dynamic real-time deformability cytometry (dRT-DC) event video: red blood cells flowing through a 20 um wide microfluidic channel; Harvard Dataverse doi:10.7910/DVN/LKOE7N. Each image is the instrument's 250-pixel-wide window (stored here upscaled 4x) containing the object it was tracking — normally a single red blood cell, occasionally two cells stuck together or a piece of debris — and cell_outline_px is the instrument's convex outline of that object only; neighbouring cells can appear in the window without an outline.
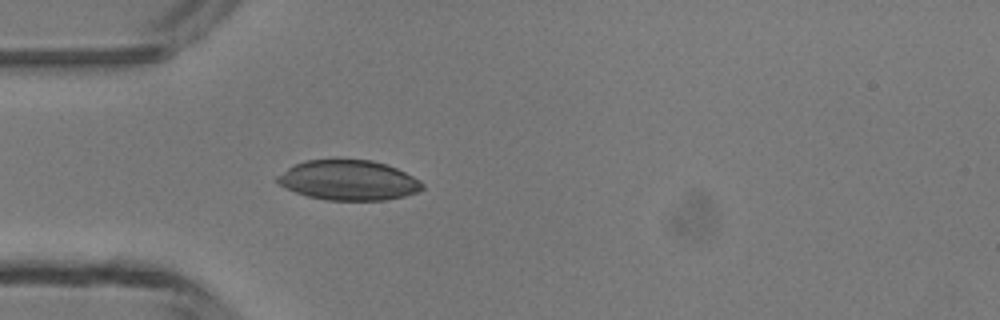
{"species": "common noctule bat (a hibernating species)", "species_latin": "Nyctalus noctula", "temperature_condition": "room temperature", "stored_images_in_passage": 3, "camera_frame_rate_fps": 3000, "um_per_image_px": 0.085, "animal": {"sex": "male", "body_mass_g": 13.3}, "frame": {"image": 1, "passage_image": 3, "time_ms": 2.333, "image_size_px": [1000, 320], "cell_outline_px": [[424, 188], [416, 192], [404, 196], [384, 200], [324, 200], [308, 196], [296, 192], [276, 184], [276, 176], [288, 168], [304, 160], [336, 156], [372, 160], [396, 168], [420, 180], [424, 184]], "centroid_in_image_um": [29.58, 15.28], "position_along_channel_um": 55.4, "area_um2": 34.62}}